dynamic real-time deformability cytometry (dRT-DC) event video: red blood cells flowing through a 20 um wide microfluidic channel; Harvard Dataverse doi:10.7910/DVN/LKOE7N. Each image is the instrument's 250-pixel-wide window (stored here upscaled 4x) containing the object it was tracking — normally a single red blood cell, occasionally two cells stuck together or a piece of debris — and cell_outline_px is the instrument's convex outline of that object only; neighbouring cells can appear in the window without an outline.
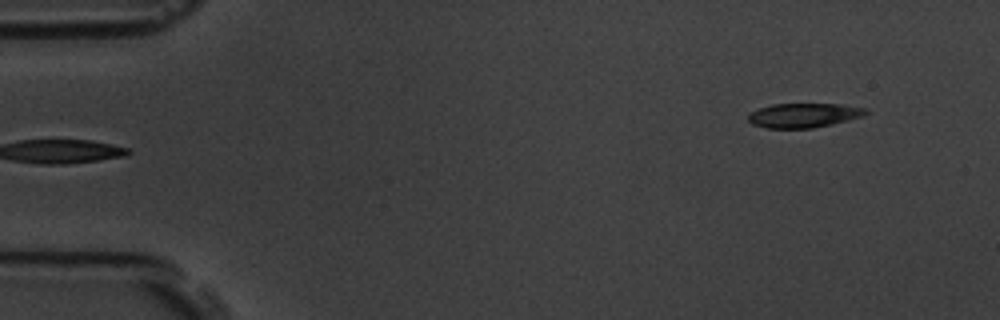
{"species": "common noctule bat (a hibernating species)", "species_latin": "Nyctalus noctula", "temperature_condition": "room temperature", "stored_images_in_passage": 5, "segment_of_instrument_passage": [2, 2], "camera_frame_rate_fps": 3000, "um_per_image_px": 0.085, "animal": {"sex": "male", "body_mass_g": 19.5, "forearm_length_mm": 54.6}, "frame": {"image": 1, "passage_image": 5, "time_ms": 4.667, "image_size_px": [1000, 320], "cell_outline_px": [[868, 112], [864, 116], [832, 124], [812, 128], [768, 128], [752, 124], [748, 120], [748, 116], [752, 112], [760, 108], [772, 104], [840, 104], [864, 108]], "centroid_in_image_um": [68.32, 9.8], "position_along_channel_um": 16.7, "area_um2": 16.53}}